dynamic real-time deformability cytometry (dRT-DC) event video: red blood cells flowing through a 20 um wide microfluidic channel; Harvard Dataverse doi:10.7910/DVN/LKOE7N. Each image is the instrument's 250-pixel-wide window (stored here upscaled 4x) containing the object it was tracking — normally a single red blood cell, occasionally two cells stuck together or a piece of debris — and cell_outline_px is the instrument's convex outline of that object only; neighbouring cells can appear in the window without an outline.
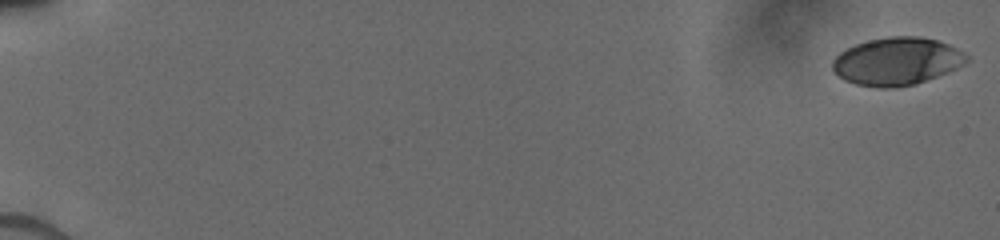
{"species": "human", "species_latin": "Homo sapiens", "temperature_condition": "cold", "stored_images_in_passage": 14, "camera_frame_rate_fps": 3000, "um_per_image_px": 0.085, "donor": {"sex": "male"}, "frame": {"image": 1, "passage_image": 1, "time_ms": 0.0, "image_size_px": [1000, 240], "cell_outline_px": [[968, 60], [964, 64], [956, 68], [916, 84], [892, 88], [876, 88], [856, 84], [844, 80], [832, 72], [832, 60], [840, 52], [856, 44], [868, 40], [888, 36], [920, 36], [936, 40], [948, 44], [956, 48], [968, 56]], "centroid_in_image_um": [76.19, 5.22], "position_along_channel_um": 8.8, "area_um2": 37.34}}
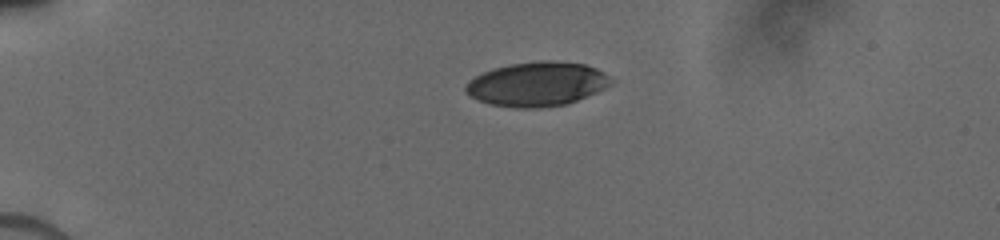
{"frame": {"image": 2, "passage_image": 10, "time_ms": 4.333, "image_size_px": [1000, 240], "cell_outline_px": [[612, 80], [604, 88], [596, 92], [568, 104], [540, 108], [516, 108], [488, 104], [472, 96], [464, 88], [468, 80], [492, 68], [512, 64], [540, 60], [544, 60], [584, 64], [596, 68], [604, 72]], "centroid_in_image_um": [45.63, 7.15], "position_along_channel_um": 39.4, "area_um2": 37.22}}
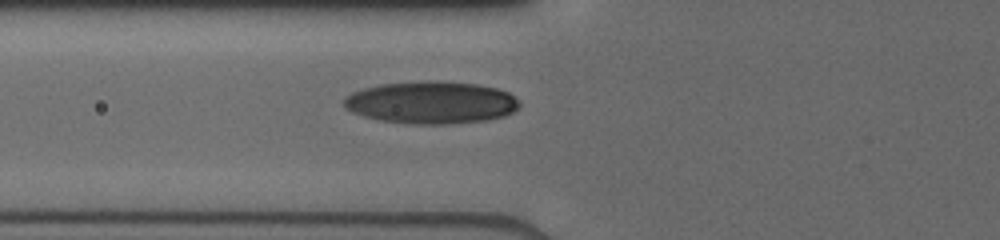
{"frame": {"image": 3, "passage_image": 14, "time_ms": 7.0, "image_size_px": [1000, 240], "cell_outline_px": [[520, 108], [504, 116], [488, 120], [448, 124], [416, 124], [380, 120], [364, 116], [352, 112], [344, 108], [340, 100], [344, 96], [352, 92], [364, 88], [384, 84], [476, 84], [496, 88], [508, 92], [520, 104]], "centroid_in_image_um": [36.62, 8.77], "position_along_channel_um": 89.2, "area_um2": 42.08}}